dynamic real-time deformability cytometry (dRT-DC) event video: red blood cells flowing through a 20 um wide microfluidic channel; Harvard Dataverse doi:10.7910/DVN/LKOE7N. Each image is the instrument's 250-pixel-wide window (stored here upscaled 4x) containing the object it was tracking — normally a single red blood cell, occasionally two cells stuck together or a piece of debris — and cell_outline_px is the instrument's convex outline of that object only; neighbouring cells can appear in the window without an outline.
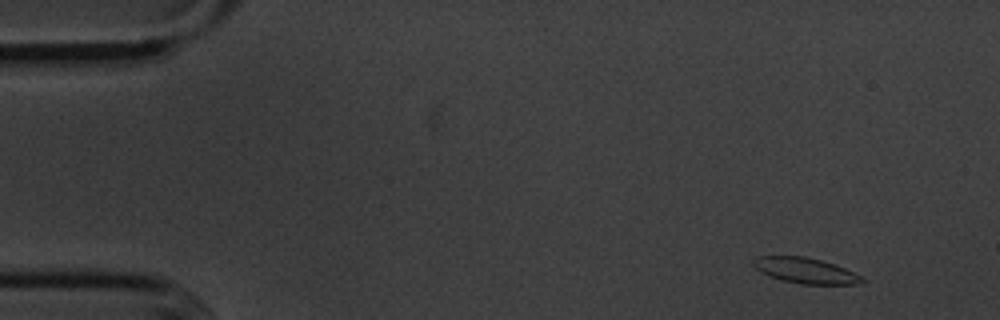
{"species": "common noctule bat (a hibernating species)", "species_latin": "Nyctalus noctula", "temperature_condition": "cold", "stored_images_in_passage": 4, "camera_frame_rate_fps": 3000, "um_per_image_px": 0.085, "animal": {"sex": "male", "body_mass_g": 20.1, "forearm_length_mm": 53.5}, "frame": {"image": 1, "passage_image": 1, "time_ms": 0.0, "image_size_px": [1000, 320], "cell_outline_px": [[864, 280], [856, 284], [800, 284], [780, 280], [768, 276], [760, 272], [752, 264], [752, 260], [756, 256], [808, 256], [844, 268], [860, 276]], "centroid_in_image_um": [68.37, 22.99], "position_along_channel_um": 16.6, "area_um2": 16.13}}
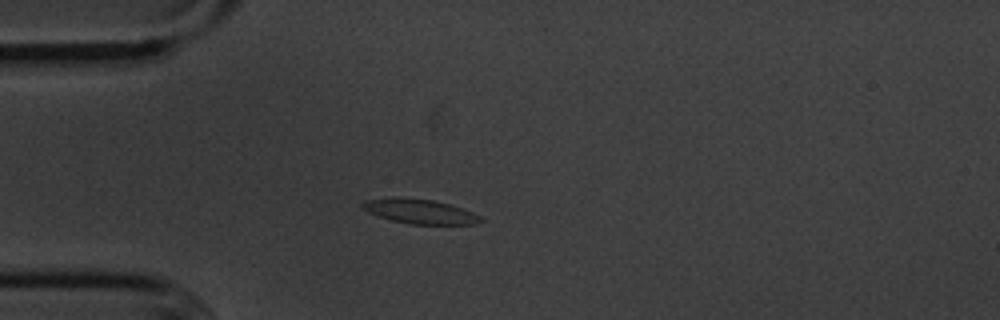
{"frame": {"image": 2, "passage_image": 4, "time_ms": 3.333, "image_size_px": [1000, 320], "cell_outline_px": [[484, 220], [476, 224], [408, 224], [392, 220], [368, 212], [360, 204], [364, 200], [392, 196], [396, 196], [432, 200], [448, 204], [472, 212], [480, 216]], "centroid_in_image_um": [35.65, 17.96], "position_along_channel_um": 49.4, "area_um2": 16.88}}